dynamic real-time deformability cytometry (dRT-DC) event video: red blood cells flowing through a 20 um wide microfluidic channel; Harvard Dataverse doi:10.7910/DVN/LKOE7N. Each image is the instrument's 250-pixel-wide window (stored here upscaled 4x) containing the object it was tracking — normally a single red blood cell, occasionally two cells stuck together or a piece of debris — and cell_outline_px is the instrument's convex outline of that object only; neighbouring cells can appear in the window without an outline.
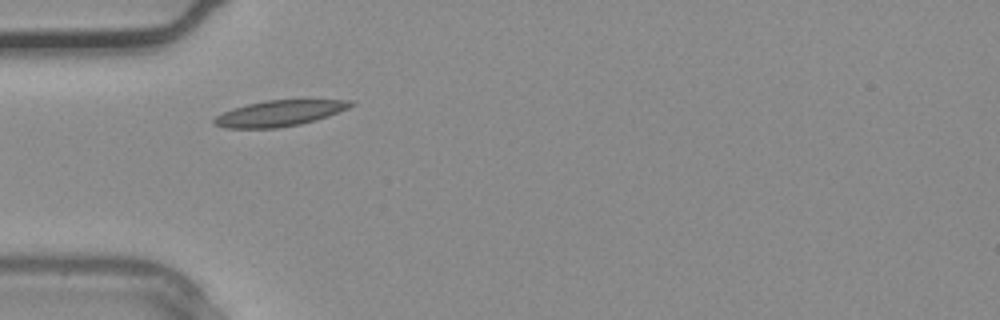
{"species": "common noctule bat (a hibernating species)", "species_latin": "Nyctalus noctula", "temperature_condition": "warm", "stored_images_in_passage": 1, "camera_frame_rate_fps": 3000, "um_per_image_px": 0.085, "animal": {"sex": "male", "body_mass_g": 20.4}, "frame": {"image": 1, "passage_image": 1, "time_ms": 0.0, "image_size_px": [1000, 320], "cell_outline_px": [[356, 104], [348, 108], [328, 116], [316, 120], [300, 124], [276, 128], [224, 128], [212, 124], [212, 120], [216, 116], [232, 108], [248, 104], [268, 100], [352, 100]], "centroid_in_image_um": [23.73, 9.63], "position_along_channel_um": 61.3, "area_um2": 20.52}}